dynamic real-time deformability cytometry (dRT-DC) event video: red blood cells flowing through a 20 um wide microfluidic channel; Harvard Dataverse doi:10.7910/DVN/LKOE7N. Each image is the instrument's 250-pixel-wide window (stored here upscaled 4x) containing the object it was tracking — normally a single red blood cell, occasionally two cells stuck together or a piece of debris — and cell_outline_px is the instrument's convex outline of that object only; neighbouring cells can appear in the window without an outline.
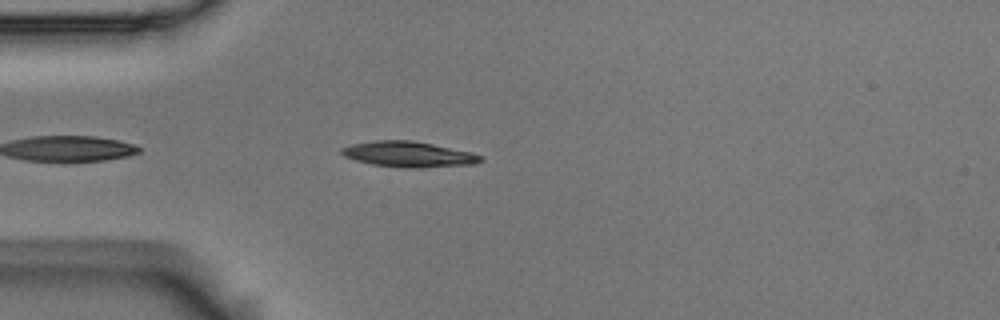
{"species": "Egyptian fruit bat (a non-hibernating species)", "species_latin": "Rousettus aegyptiacus", "temperature_condition": "room temperature", "stored_images_in_passage": 5, "camera_frame_rate_fps": 3000, "um_per_image_px": 0.085, "animal": {"sex": "male"}, "frame": {"image": 1, "passage_image": 4, "time_ms": 1.0, "image_size_px": [1000, 320], "cell_outline_px": [[480, 160], [476, 164], [416, 168], [404, 168], [372, 164], [356, 160], [344, 156], [340, 152], [340, 148], [352, 144], [372, 140], [412, 140], [472, 152], [480, 156]], "centroid_in_image_um": [34.68, 13.11], "position_along_channel_um": 50.3, "area_um2": 20.63}}